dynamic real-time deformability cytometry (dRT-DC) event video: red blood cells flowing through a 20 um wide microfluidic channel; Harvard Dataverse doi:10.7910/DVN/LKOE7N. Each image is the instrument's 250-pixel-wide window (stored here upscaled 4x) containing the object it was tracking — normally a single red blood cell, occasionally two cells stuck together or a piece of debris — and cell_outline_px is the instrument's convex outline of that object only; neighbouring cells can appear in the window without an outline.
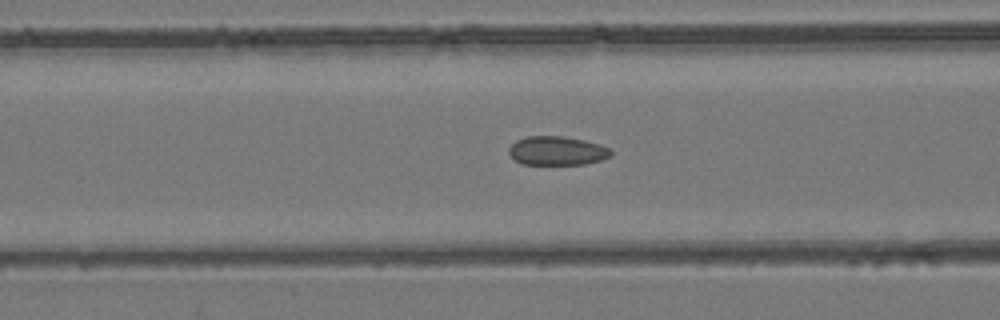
{"species": "common noctule bat (a hibernating species)", "species_latin": "Nyctalus noctula", "temperature_condition": "room temperature", "stored_images_in_passage": 53, "camera_frame_rate_fps": 3000, "um_per_image_px": 0.085, "animal": {"sex": "female", "body_mass_g": 24.6, "forearm_length_mm": 56.2}, "frame": {"image": 1, "passage_image": 21, "time_ms": 6.667, "image_size_px": [1000, 320], "cell_outline_px": [[612, 156], [600, 160], [584, 164], [524, 164], [516, 160], [508, 152], [508, 148], [516, 140], [528, 136], [564, 136], [584, 140], [600, 144], [608, 148], [612, 152]], "centroid_in_image_um": [47.36, 12.81], "position_along_channel_um": 119.2, "area_um2": 17.11}}
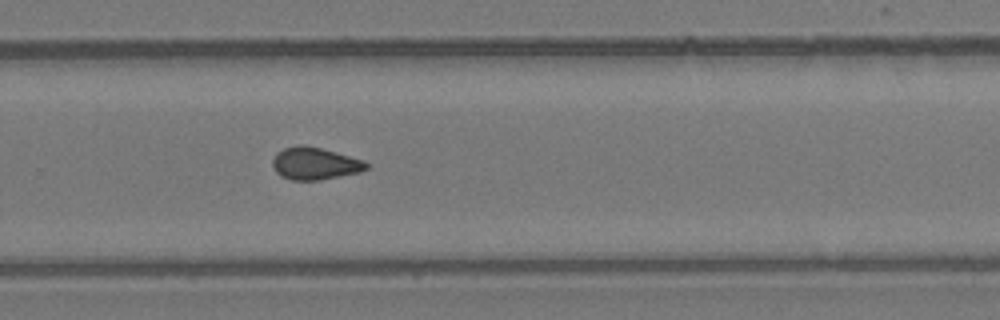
{"frame": {"image": 2, "passage_image": 35, "time_ms": 11.333, "image_size_px": [1000, 320], "cell_outline_px": [[368, 168], [360, 172], [320, 180], [292, 180], [280, 176], [276, 172], [272, 164], [272, 160], [276, 152], [284, 148], [300, 144], [304, 144], [336, 152], [364, 160], [368, 164]], "centroid_in_image_um": [26.74, 13.89], "position_along_channel_um": 303.1, "area_um2": 17.74}}
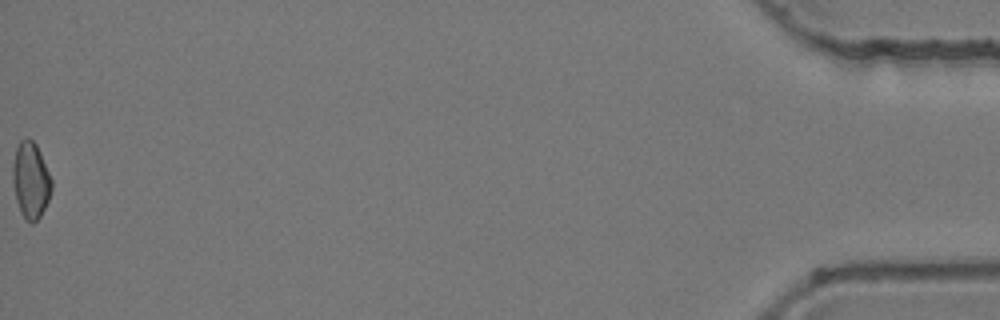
{"frame": {"image": 3, "passage_image": 53, "time_ms": 17.333, "image_size_px": [1000, 320], "cell_outline_px": [[52, 188], [48, 200], [40, 216], [32, 224], [24, 220], [20, 212], [16, 200], [12, 180], [12, 168], [16, 148], [20, 140], [24, 136], [28, 136], [36, 144], [40, 152], [52, 180]], "centroid_in_image_um": [2.59, 15.31], "position_along_channel_um": 432.6, "area_um2": 17.46}, "authors_computed_cell_mechanics": {"area_um2": 17.7446, "velocity_mm_per_s": 3.9422, "shape_relaxation_time_tau1_ms": null, "shape_relaxation_time_tau2_ms": 2.441, "deformation_change_tau1": null, "deformation_change_tau2": 0.0804}}